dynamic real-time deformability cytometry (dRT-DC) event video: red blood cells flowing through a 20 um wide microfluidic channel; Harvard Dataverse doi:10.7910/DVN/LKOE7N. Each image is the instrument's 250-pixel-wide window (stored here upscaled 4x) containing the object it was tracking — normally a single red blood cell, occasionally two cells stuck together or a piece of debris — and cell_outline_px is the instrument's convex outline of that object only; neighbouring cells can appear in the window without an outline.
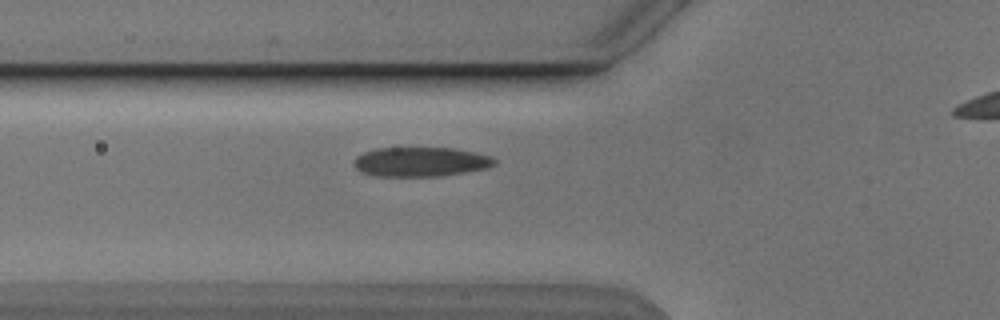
{"species": "Egyptian fruit bat (a non-hibernating species)", "species_latin": "Rousettus aegyptiacus", "temperature_condition": "cold", "stored_images_in_passage": 25, "camera_frame_rate_fps": 3000, "um_per_image_px": 0.085, "animal": {"sex": "male"}, "frame": {"image": 1, "passage_image": 2, "time_ms": 0.333, "image_size_px": [1000, 320], "cell_outline_px": [[496, 164], [488, 168], [440, 176], [376, 176], [364, 172], [356, 168], [352, 164], [356, 156], [364, 152], [376, 148], [456, 148], [492, 156], [496, 160]], "centroid_in_image_um": [35.77, 13.75], "position_along_channel_um": 90.0, "area_um2": 24.16}}
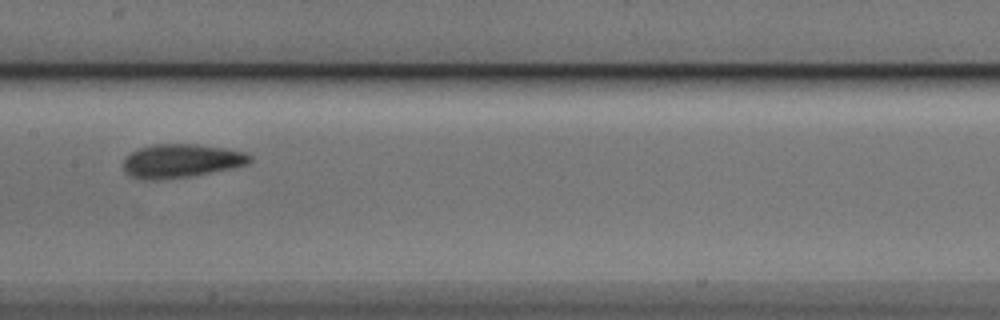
{"frame": {"image": 2, "passage_image": 10, "time_ms": 3.0, "image_size_px": [1000, 320], "cell_outline_px": [[252, 160], [248, 164], [232, 168], [192, 176], [152, 180], [144, 180], [132, 176], [124, 168], [124, 156], [140, 148], [152, 144], [196, 144], [224, 148], [244, 152], [252, 156]], "centroid_in_image_um": [15.42, 13.67], "position_along_channel_um": 192.0, "area_um2": 24.68}}
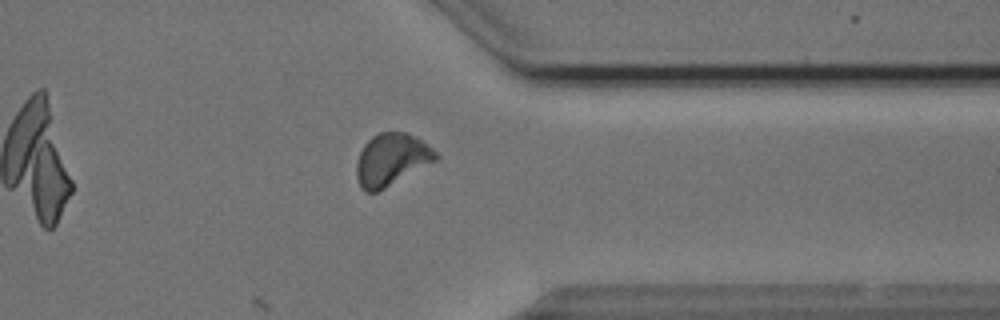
{"frame": {"image": 3, "passage_image": 25, "time_ms": 8.0, "image_size_px": [1000, 320], "cell_outline_px": [[440, 156], [436, 160], [384, 188], [376, 192], [364, 192], [360, 188], [356, 176], [356, 164], [360, 152], [364, 144], [372, 136], [380, 132], [404, 132], [416, 136], [428, 144]], "centroid_in_image_um": [33.25, 13.55], "position_along_channel_um": 378.1, "area_um2": 23.99}}